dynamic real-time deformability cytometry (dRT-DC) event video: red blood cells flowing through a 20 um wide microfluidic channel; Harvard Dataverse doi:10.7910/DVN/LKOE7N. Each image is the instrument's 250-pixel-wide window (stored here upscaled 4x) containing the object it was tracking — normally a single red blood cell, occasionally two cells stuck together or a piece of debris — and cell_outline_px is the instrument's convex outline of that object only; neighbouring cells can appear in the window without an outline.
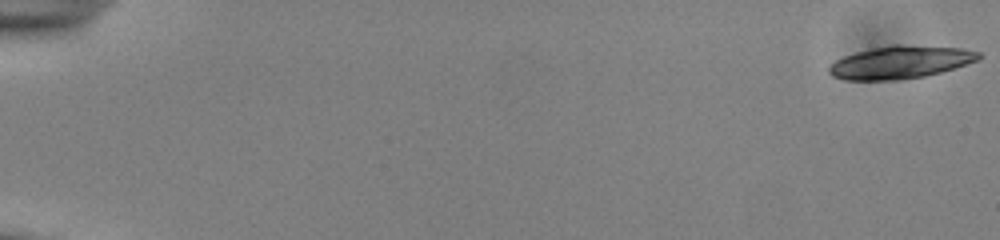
{"species": "common noctule bat (a hibernating species)", "species_latin": "Nyctalus noctula", "temperature_condition": "cold", "stored_images_in_passage": 15, "camera_frame_rate_fps": 3000, "um_per_image_px": 0.085, "animal": {"sex": "male", "body_mass_g": 13.0, "forearm_length_mm": 53.1}, "frame": {"image": 1, "passage_image": 1, "time_ms": 0.0, "image_size_px": [1000, 240], "cell_outline_px": [[980, 60], [940, 72], [924, 76], [900, 80], [844, 80], [832, 76], [828, 72], [828, 68], [836, 60], [844, 56], [856, 52], [892, 44], [900, 44], [960, 48], [980, 52]], "centroid_in_image_um": [76.52, 5.29], "position_along_channel_um": 8.5, "area_um2": 28.5}}
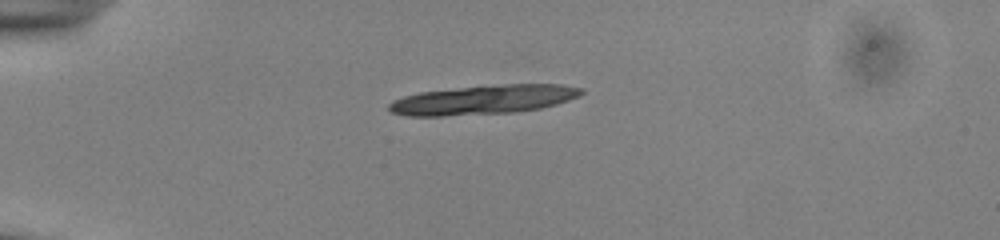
{"frame": {"image": 2, "passage_image": 15, "time_ms": 4.667, "image_size_px": [1000, 240], "cell_outline_px": [[584, 92], [580, 96], [556, 104], [540, 108], [516, 112], [444, 116], [404, 116], [388, 112], [388, 104], [392, 100], [404, 96], [420, 92], [460, 88], [508, 84], [560, 84], [584, 88]], "centroid_in_image_um": [41.07, 8.49], "position_along_channel_um": 43.9, "area_um2": 32.77}}